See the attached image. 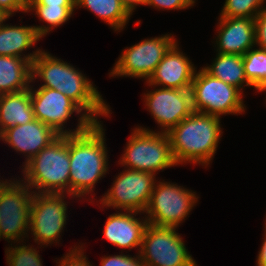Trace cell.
Segmentation results:
<instances>
[{"label": "cell", "mask_w": 266, "mask_h": 266, "mask_svg": "<svg viewBox=\"0 0 266 266\" xmlns=\"http://www.w3.org/2000/svg\"><path fill=\"white\" fill-rule=\"evenodd\" d=\"M41 78L40 87L58 90L74 101L94 122L108 116L110 108L90 80L71 64L40 50L32 62V80Z\"/></svg>", "instance_id": "cell-1"}, {"label": "cell", "mask_w": 266, "mask_h": 266, "mask_svg": "<svg viewBox=\"0 0 266 266\" xmlns=\"http://www.w3.org/2000/svg\"><path fill=\"white\" fill-rule=\"evenodd\" d=\"M104 132L102 124L94 122L82 133L69 134V195L72 197L91 194L108 171Z\"/></svg>", "instance_id": "cell-2"}, {"label": "cell", "mask_w": 266, "mask_h": 266, "mask_svg": "<svg viewBox=\"0 0 266 266\" xmlns=\"http://www.w3.org/2000/svg\"><path fill=\"white\" fill-rule=\"evenodd\" d=\"M220 118L193 111L168 132L175 163L208 165L222 135Z\"/></svg>", "instance_id": "cell-3"}, {"label": "cell", "mask_w": 266, "mask_h": 266, "mask_svg": "<svg viewBox=\"0 0 266 266\" xmlns=\"http://www.w3.org/2000/svg\"><path fill=\"white\" fill-rule=\"evenodd\" d=\"M22 172L24 183L38 193L69 195V135H59L45 146L25 163Z\"/></svg>", "instance_id": "cell-4"}, {"label": "cell", "mask_w": 266, "mask_h": 266, "mask_svg": "<svg viewBox=\"0 0 266 266\" xmlns=\"http://www.w3.org/2000/svg\"><path fill=\"white\" fill-rule=\"evenodd\" d=\"M119 163L127 169L150 172L176 166L167 133L135 128Z\"/></svg>", "instance_id": "cell-5"}, {"label": "cell", "mask_w": 266, "mask_h": 266, "mask_svg": "<svg viewBox=\"0 0 266 266\" xmlns=\"http://www.w3.org/2000/svg\"><path fill=\"white\" fill-rule=\"evenodd\" d=\"M193 111L221 117L245 112L242 92L209 74L204 68L195 72L190 87Z\"/></svg>", "instance_id": "cell-6"}, {"label": "cell", "mask_w": 266, "mask_h": 266, "mask_svg": "<svg viewBox=\"0 0 266 266\" xmlns=\"http://www.w3.org/2000/svg\"><path fill=\"white\" fill-rule=\"evenodd\" d=\"M30 189L23 180L22 183L19 180H0V239L17 242L28 237L26 232L30 231V208L34 195V190Z\"/></svg>", "instance_id": "cell-7"}, {"label": "cell", "mask_w": 266, "mask_h": 266, "mask_svg": "<svg viewBox=\"0 0 266 266\" xmlns=\"http://www.w3.org/2000/svg\"><path fill=\"white\" fill-rule=\"evenodd\" d=\"M176 229L148 223L139 252L145 266H197Z\"/></svg>", "instance_id": "cell-8"}, {"label": "cell", "mask_w": 266, "mask_h": 266, "mask_svg": "<svg viewBox=\"0 0 266 266\" xmlns=\"http://www.w3.org/2000/svg\"><path fill=\"white\" fill-rule=\"evenodd\" d=\"M159 183V184H158ZM155 183L145 209L148 223L177 228L188 216L198 198L195 192L170 182Z\"/></svg>", "instance_id": "cell-9"}, {"label": "cell", "mask_w": 266, "mask_h": 266, "mask_svg": "<svg viewBox=\"0 0 266 266\" xmlns=\"http://www.w3.org/2000/svg\"><path fill=\"white\" fill-rule=\"evenodd\" d=\"M30 88L31 104L35 119L53 128L59 135L78 134L89 128L94 121L70 98L58 90L39 87L37 90ZM81 114L77 128L64 130V124L73 113Z\"/></svg>", "instance_id": "cell-10"}, {"label": "cell", "mask_w": 266, "mask_h": 266, "mask_svg": "<svg viewBox=\"0 0 266 266\" xmlns=\"http://www.w3.org/2000/svg\"><path fill=\"white\" fill-rule=\"evenodd\" d=\"M155 180V175L150 172L124 170L99 201L102 206L122 209L124 212L144 213L154 189Z\"/></svg>", "instance_id": "cell-11"}, {"label": "cell", "mask_w": 266, "mask_h": 266, "mask_svg": "<svg viewBox=\"0 0 266 266\" xmlns=\"http://www.w3.org/2000/svg\"><path fill=\"white\" fill-rule=\"evenodd\" d=\"M176 42L173 36L165 34L126 48L109 75L144 78L147 81Z\"/></svg>", "instance_id": "cell-12"}, {"label": "cell", "mask_w": 266, "mask_h": 266, "mask_svg": "<svg viewBox=\"0 0 266 266\" xmlns=\"http://www.w3.org/2000/svg\"><path fill=\"white\" fill-rule=\"evenodd\" d=\"M37 193L31 201L30 230L34 241L41 245L59 242L60 234L65 227L67 217L66 195Z\"/></svg>", "instance_id": "cell-13"}, {"label": "cell", "mask_w": 266, "mask_h": 266, "mask_svg": "<svg viewBox=\"0 0 266 266\" xmlns=\"http://www.w3.org/2000/svg\"><path fill=\"white\" fill-rule=\"evenodd\" d=\"M144 97L145 106L163 128V133H167L193 112L190 89L159 88Z\"/></svg>", "instance_id": "cell-14"}, {"label": "cell", "mask_w": 266, "mask_h": 266, "mask_svg": "<svg viewBox=\"0 0 266 266\" xmlns=\"http://www.w3.org/2000/svg\"><path fill=\"white\" fill-rule=\"evenodd\" d=\"M194 64L179 50L176 42L164 55L155 71L147 80L149 86L170 89H190L195 70Z\"/></svg>", "instance_id": "cell-15"}, {"label": "cell", "mask_w": 266, "mask_h": 266, "mask_svg": "<svg viewBox=\"0 0 266 266\" xmlns=\"http://www.w3.org/2000/svg\"><path fill=\"white\" fill-rule=\"evenodd\" d=\"M59 134L38 119L24 124L7 128L0 134V139L13 149L27 156L26 162L37 155L45 146L54 141Z\"/></svg>", "instance_id": "cell-16"}, {"label": "cell", "mask_w": 266, "mask_h": 266, "mask_svg": "<svg viewBox=\"0 0 266 266\" xmlns=\"http://www.w3.org/2000/svg\"><path fill=\"white\" fill-rule=\"evenodd\" d=\"M218 24V53L243 56L255 45L254 18L220 17Z\"/></svg>", "instance_id": "cell-17"}, {"label": "cell", "mask_w": 266, "mask_h": 266, "mask_svg": "<svg viewBox=\"0 0 266 266\" xmlns=\"http://www.w3.org/2000/svg\"><path fill=\"white\" fill-rule=\"evenodd\" d=\"M138 213L140 212L127 211L110 215L104 226L105 239L122 249L139 247L140 252L148 220L135 218Z\"/></svg>", "instance_id": "cell-18"}, {"label": "cell", "mask_w": 266, "mask_h": 266, "mask_svg": "<svg viewBox=\"0 0 266 266\" xmlns=\"http://www.w3.org/2000/svg\"><path fill=\"white\" fill-rule=\"evenodd\" d=\"M6 17L0 23V56H14L27 59L31 62L38 56L40 49L28 55H22L24 50L31 48L41 39L34 26L4 25Z\"/></svg>", "instance_id": "cell-19"}, {"label": "cell", "mask_w": 266, "mask_h": 266, "mask_svg": "<svg viewBox=\"0 0 266 266\" xmlns=\"http://www.w3.org/2000/svg\"><path fill=\"white\" fill-rule=\"evenodd\" d=\"M34 119L30 88L0 95V134L7 128L24 125Z\"/></svg>", "instance_id": "cell-20"}, {"label": "cell", "mask_w": 266, "mask_h": 266, "mask_svg": "<svg viewBox=\"0 0 266 266\" xmlns=\"http://www.w3.org/2000/svg\"><path fill=\"white\" fill-rule=\"evenodd\" d=\"M32 80V62L14 56H0V95L29 89Z\"/></svg>", "instance_id": "cell-21"}, {"label": "cell", "mask_w": 266, "mask_h": 266, "mask_svg": "<svg viewBox=\"0 0 266 266\" xmlns=\"http://www.w3.org/2000/svg\"><path fill=\"white\" fill-rule=\"evenodd\" d=\"M216 56L212 65L203 67L209 74L235 86L241 92L244 85L251 86L246 79L242 55L217 53Z\"/></svg>", "instance_id": "cell-22"}, {"label": "cell", "mask_w": 266, "mask_h": 266, "mask_svg": "<svg viewBox=\"0 0 266 266\" xmlns=\"http://www.w3.org/2000/svg\"><path fill=\"white\" fill-rule=\"evenodd\" d=\"M75 6L87 8L115 31L122 30L131 17L120 0H75Z\"/></svg>", "instance_id": "cell-23"}, {"label": "cell", "mask_w": 266, "mask_h": 266, "mask_svg": "<svg viewBox=\"0 0 266 266\" xmlns=\"http://www.w3.org/2000/svg\"><path fill=\"white\" fill-rule=\"evenodd\" d=\"M75 8L76 6L26 5V12L33 10L35 15L41 19L40 21L47 22L48 26H34L38 36L42 38L53 27L61 26L68 21Z\"/></svg>", "instance_id": "cell-24"}, {"label": "cell", "mask_w": 266, "mask_h": 266, "mask_svg": "<svg viewBox=\"0 0 266 266\" xmlns=\"http://www.w3.org/2000/svg\"><path fill=\"white\" fill-rule=\"evenodd\" d=\"M247 81L258 91L266 90V49H249L243 55Z\"/></svg>", "instance_id": "cell-25"}, {"label": "cell", "mask_w": 266, "mask_h": 266, "mask_svg": "<svg viewBox=\"0 0 266 266\" xmlns=\"http://www.w3.org/2000/svg\"><path fill=\"white\" fill-rule=\"evenodd\" d=\"M265 0H225L219 17L255 18Z\"/></svg>", "instance_id": "cell-26"}, {"label": "cell", "mask_w": 266, "mask_h": 266, "mask_svg": "<svg viewBox=\"0 0 266 266\" xmlns=\"http://www.w3.org/2000/svg\"><path fill=\"white\" fill-rule=\"evenodd\" d=\"M6 249V260L9 266H42L40 254L33 246L19 245Z\"/></svg>", "instance_id": "cell-27"}, {"label": "cell", "mask_w": 266, "mask_h": 266, "mask_svg": "<svg viewBox=\"0 0 266 266\" xmlns=\"http://www.w3.org/2000/svg\"><path fill=\"white\" fill-rule=\"evenodd\" d=\"M101 266H145L140 254L138 256H130L125 254L114 256H102Z\"/></svg>", "instance_id": "cell-28"}, {"label": "cell", "mask_w": 266, "mask_h": 266, "mask_svg": "<svg viewBox=\"0 0 266 266\" xmlns=\"http://www.w3.org/2000/svg\"><path fill=\"white\" fill-rule=\"evenodd\" d=\"M82 250V246L74 247L67 255L63 256L64 258L57 262L59 263L58 266H92Z\"/></svg>", "instance_id": "cell-29"}, {"label": "cell", "mask_w": 266, "mask_h": 266, "mask_svg": "<svg viewBox=\"0 0 266 266\" xmlns=\"http://www.w3.org/2000/svg\"><path fill=\"white\" fill-rule=\"evenodd\" d=\"M255 21V46L266 49V8H263L254 18Z\"/></svg>", "instance_id": "cell-30"}, {"label": "cell", "mask_w": 266, "mask_h": 266, "mask_svg": "<svg viewBox=\"0 0 266 266\" xmlns=\"http://www.w3.org/2000/svg\"><path fill=\"white\" fill-rule=\"evenodd\" d=\"M146 5L153 6L154 8L163 9H186L194 4L191 0H146Z\"/></svg>", "instance_id": "cell-31"}, {"label": "cell", "mask_w": 266, "mask_h": 266, "mask_svg": "<svg viewBox=\"0 0 266 266\" xmlns=\"http://www.w3.org/2000/svg\"><path fill=\"white\" fill-rule=\"evenodd\" d=\"M27 0H0V11L6 17H11L17 11L26 13Z\"/></svg>", "instance_id": "cell-32"}, {"label": "cell", "mask_w": 266, "mask_h": 266, "mask_svg": "<svg viewBox=\"0 0 266 266\" xmlns=\"http://www.w3.org/2000/svg\"><path fill=\"white\" fill-rule=\"evenodd\" d=\"M27 5L75 6V0H27Z\"/></svg>", "instance_id": "cell-33"}, {"label": "cell", "mask_w": 266, "mask_h": 266, "mask_svg": "<svg viewBox=\"0 0 266 266\" xmlns=\"http://www.w3.org/2000/svg\"><path fill=\"white\" fill-rule=\"evenodd\" d=\"M120 2L130 15H132L135 8H137V5H146V0H120Z\"/></svg>", "instance_id": "cell-34"}, {"label": "cell", "mask_w": 266, "mask_h": 266, "mask_svg": "<svg viewBox=\"0 0 266 266\" xmlns=\"http://www.w3.org/2000/svg\"><path fill=\"white\" fill-rule=\"evenodd\" d=\"M266 223V222H265ZM265 238L257 257V266H266V224H265Z\"/></svg>", "instance_id": "cell-35"}, {"label": "cell", "mask_w": 266, "mask_h": 266, "mask_svg": "<svg viewBox=\"0 0 266 266\" xmlns=\"http://www.w3.org/2000/svg\"><path fill=\"white\" fill-rule=\"evenodd\" d=\"M6 18V16L4 15V13L2 11H0V23Z\"/></svg>", "instance_id": "cell-36"}]
</instances>
